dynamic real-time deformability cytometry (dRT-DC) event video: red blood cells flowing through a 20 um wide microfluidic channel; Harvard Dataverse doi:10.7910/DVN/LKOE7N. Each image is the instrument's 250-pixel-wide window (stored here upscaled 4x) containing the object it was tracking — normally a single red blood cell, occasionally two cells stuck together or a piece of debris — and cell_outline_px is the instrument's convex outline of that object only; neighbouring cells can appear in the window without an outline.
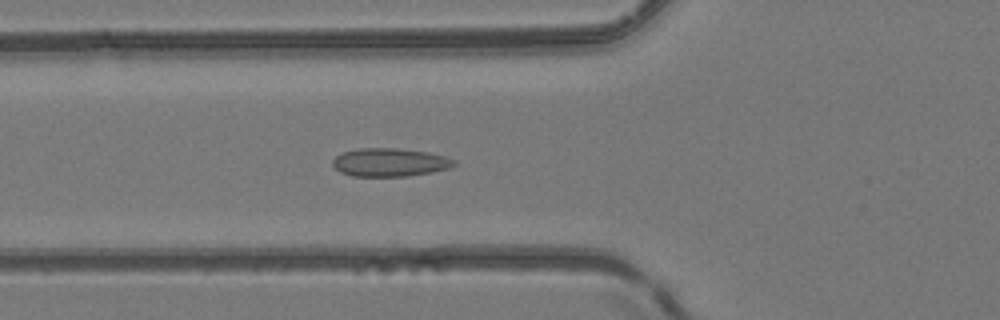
{"species": "common noctule bat (a hibernating species)", "species_latin": "Nyctalus noctula", "temperature_condition": "room temperature", "stored_images_in_passage": 51, "camera_frame_rate_fps": 3000, "um_per_image_px": 0.085, "animal": {"sex": "female", "body_mass_g": 24.6, "forearm_length_mm": 56.2}, "frame": {"image": 1, "passage_image": 19, "time_ms": 6.0, "image_size_px": [1000, 320], "cell_outline_px": [[456, 164], [448, 168], [432, 172], [408, 176], [352, 176], [340, 172], [332, 164], [332, 160], [336, 156], [344, 152], [356, 148], [400, 148], [428, 152], [444, 156], [456, 160]], "centroid_in_image_um": [33.13, 13.79], "position_along_channel_um": 92.7, "area_um2": 20.06}}
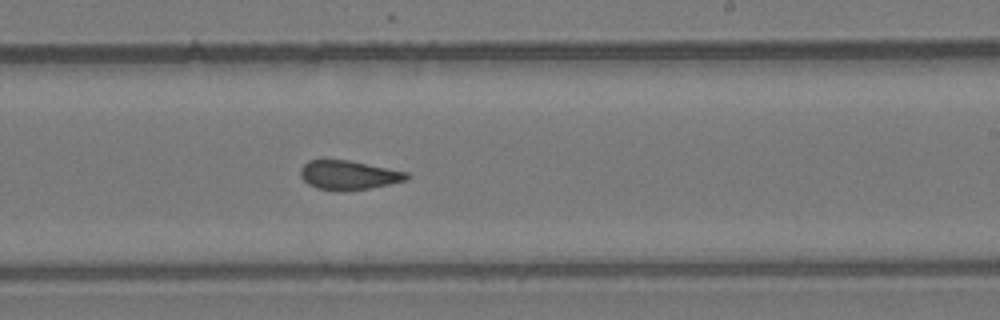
{"frame": {"image": 2, "passage_image": 31, "time_ms": 10.0, "image_size_px": [1000, 320], "cell_outline_px": [[408, 180], [368, 188], [340, 192], [336, 192], [316, 188], [308, 184], [300, 176], [300, 168], [308, 160], [348, 160], [408, 172]], "centroid_in_image_um": [29.59, 14.89], "position_along_channel_um": 259.4, "area_um2": 18.09}}
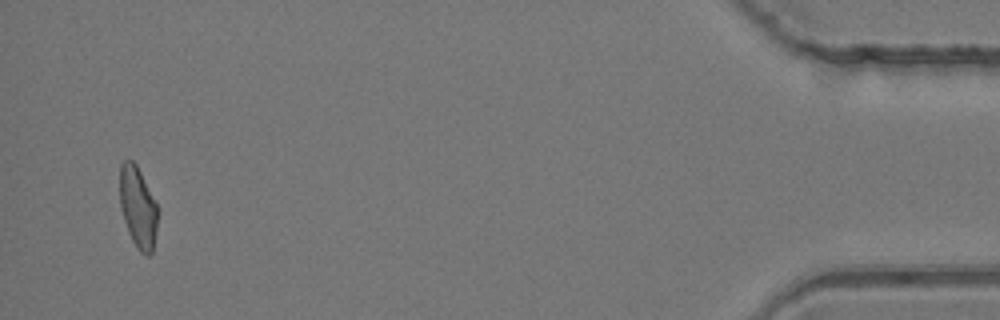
{"frame": {"image": 3, "passage_image": 49, "time_ms": 16.0, "image_size_px": [1000, 320], "cell_outline_px": [[156, 232], [152, 252], [148, 256], [140, 252], [136, 248], [128, 232], [120, 208], [120, 164], [124, 160], [132, 160], [136, 164], [156, 204]], "centroid_in_image_um": [11.69, 17.64], "position_along_channel_um": 423.5, "area_um2": 17.63}}